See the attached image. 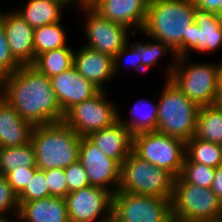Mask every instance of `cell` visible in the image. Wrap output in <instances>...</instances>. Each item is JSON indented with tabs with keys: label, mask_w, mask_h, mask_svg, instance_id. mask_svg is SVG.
<instances>
[{
	"label": "cell",
	"mask_w": 222,
	"mask_h": 222,
	"mask_svg": "<svg viewBox=\"0 0 222 222\" xmlns=\"http://www.w3.org/2000/svg\"><path fill=\"white\" fill-rule=\"evenodd\" d=\"M8 212L13 213V218L16 217L15 219H17L19 212L18 196L8 184L6 176L0 175V217H10Z\"/></svg>",
	"instance_id": "cell-33"
},
{
	"label": "cell",
	"mask_w": 222,
	"mask_h": 222,
	"mask_svg": "<svg viewBox=\"0 0 222 222\" xmlns=\"http://www.w3.org/2000/svg\"><path fill=\"white\" fill-rule=\"evenodd\" d=\"M195 22L188 32V57L190 51L214 52L222 47V16L220 14L195 10Z\"/></svg>",
	"instance_id": "cell-17"
},
{
	"label": "cell",
	"mask_w": 222,
	"mask_h": 222,
	"mask_svg": "<svg viewBox=\"0 0 222 222\" xmlns=\"http://www.w3.org/2000/svg\"><path fill=\"white\" fill-rule=\"evenodd\" d=\"M43 171L45 172L50 196L65 198L69 191L64 169L56 168Z\"/></svg>",
	"instance_id": "cell-35"
},
{
	"label": "cell",
	"mask_w": 222,
	"mask_h": 222,
	"mask_svg": "<svg viewBox=\"0 0 222 222\" xmlns=\"http://www.w3.org/2000/svg\"><path fill=\"white\" fill-rule=\"evenodd\" d=\"M112 216L119 222H169L171 199L115 192Z\"/></svg>",
	"instance_id": "cell-10"
},
{
	"label": "cell",
	"mask_w": 222,
	"mask_h": 222,
	"mask_svg": "<svg viewBox=\"0 0 222 222\" xmlns=\"http://www.w3.org/2000/svg\"><path fill=\"white\" fill-rule=\"evenodd\" d=\"M106 222H119L113 216H111Z\"/></svg>",
	"instance_id": "cell-44"
},
{
	"label": "cell",
	"mask_w": 222,
	"mask_h": 222,
	"mask_svg": "<svg viewBox=\"0 0 222 222\" xmlns=\"http://www.w3.org/2000/svg\"><path fill=\"white\" fill-rule=\"evenodd\" d=\"M69 5L64 0H28L16 11L32 27L62 22L63 11Z\"/></svg>",
	"instance_id": "cell-22"
},
{
	"label": "cell",
	"mask_w": 222,
	"mask_h": 222,
	"mask_svg": "<svg viewBox=\"0 0 222 222\" xmlns=\"http://www.w3.org/2000/svg\"><path fill=\"white\" fill-rule=\"evenodd\" d=\"M61 22L46 24L34 28V51L35 58L46 51L64 48L68 45L66 30Z\"/></svg>",
	"instance_id": "cell-27"
},
{
	"label": "cell",
	"mask_w": 222,
	"mask_h": 222,
	"mask_svg": "<svg viewBox=\"0 0 222 222\" xmlns=\"http://www.w3.org/2000/svg\"><path fill=\"white\" fill-rule=\"evenodd\" d=\"M95 0H89V6L94 2Z\"/></svg>",
	"instance_id": "cell-47"
},
{
	"label": "cell",
	"mask_w": 222,
	"mask_h": 222,
	"mask_svg": "<svg viewBox=\"0 0 222 222\" xmlns=\"http://www.w3.org/2000/svg\"><path fill=\"white\" fill-rule=\"evenodd\" d=\"M211 189L222 201V166L215 168L214 180Z\"/></svg>",
	"instance_id": "cell-39"
},
{
	"label": "cell",
	"mask_w": 222,
	"mask_h": 222,
	"mask_svg": "<svg viewBox=\"0 0 222 222\" xmlns=\"http://www.w3.org/2000/svg\"><path fill=\"white\" fill-rule=\"evenodd\" d=\"M16 222H70L63 197H46L19 203Z\"/></svg>",
	"instance_id": "cell-21"
},
{
	"label": "cell",
	"mask_w": 222,
	"mask_h": 222,
	"mask_svg": "<svg viewBox=\"0 0 222 222\" xmlns=\"http://www.w3.org/2000/svg\"><path fill=\"white\" fill-rule=\"evenodd\" d=\"M132 151L177 178L186 155V142L158 131L138 133L133 135Z\"/></svg>",
	"instance_id": "cell-8"
},
{
	"label": "cell",
	"mask_w": 222,
	"mask_h": 222,
	"mask_svg": "<svg viewBox=\"0 0 222 222\" xmlns=\"http://www.w3.org/2000/svg\"><path fill=\"white\" fill-rule=\"evenodd\" d=\"M141 53L142 52V41L138 42L135 41L134 44L129 45L128 43L113 57L114 61V75H116L118 70L121 68L120 65L121 62H124L128 66L134 68L135 71H140V73L143 72L142 70V60H141ZM125 60V61H124ZM119 66V67H118Z\"/></svg>",
	"instance_id": "cell-31"
},
{
	"label": "cell",
	"mask_w": 222,
	"mask_h": 222,
	"mask_svg": "<svg viewBox=\"0 0 222 222\" xmlns=\"http://www.w3.org/2000/svg\"><path fill=\"white\" fill-rule=\"evenodd\" d=\"M158 100L157 130L185 142L194 137L199 106L167 79Z\"/></svg>",
	"instance_id": "cell-5"
},
{
	"label": "cell",
	"mask_w": 222,
	"mask_h": 222,
	"mask_svg": "<svg viewBox=\"0 0 222 222\" xmlns=\"http://www.w3.org/2000/svg\"><path fill=\"white\" fill-rule=\"evenodd\" d=\"M197 9L221 15L222 0H192Z\"/></svg>",
	"instance_id": "cell-38"
},
{
	"label": "cell",
	"mask_w": 222,
	"mask_h": 222,
	"mask_svg": "<svg viewBox=\"0 0 222 222\" xmlns=\"http://www.w3.org/2000/svg\"><path fill=\"white\" fill-rule=\"evenodd\" d=\"M0 96L33 126L63 121L50 78L32 64L21 65L1 81Z\"/></svg>",
	"instance_id": "cell-1"
},
{
	"label": "cell",
	"mask_w": 222,
	"mask_h": 222,
	"mask_svg": "<svg viewBox=\"0 0 222 222\" xmlns=\"http://www.w3.org/2000/svg\"><path fill=\"white\" fill-rule=\"evenodd\" d=\"M194 137L203 141L221 144L222 107L218 103L199 108Z\"/></svg>",
	"instance_id": "cell-24"
},
{
	"label": "cell",
	"mask_w": 222,
	"mask_h": 222,
	"mask_svg": "<svg viewBox=\"0 0 222 222\" xmlns=\"http://www.w3.org/2000/svg\"><path fill=\"white\" fill-rule=\"evenodd\" d=\"M1 11L0 22L13 58L20 65L33 64L35 61L34 28L16 10L3 13Z\"/></svg>",
	"instance_id": "cell-14"
},
{
	"label": "cell",
	"mask_w": 222,
	"mask_h": 222,
	"mask_svg": "<svg viewBox=\"0 0 222 222\" xmlns=\"http://www.w3.org/2000/svg\"><path fill=\"white\" fill-rule=\"evenodd\" d=\"M78 9L85 12V47L114 57L128 43L130 29L102 17L91 6Z\"/></svg>",
	"instance_id": "cell-11"
},
{
	"label": "cell",
	"mask_w": 222,
	"mask_h": 222,
	"mask_svg": "<svg viewBox=\"0 0 222 222\" xmlns=\"http://www.w3.org/2000/svg\"><path fill=\"white\" fill-rule=\"evenodd\" d=\"M81 137L64 121L34 126L31 143L40 170L65 169L78 161Z\"/></svg>",
	"instance_id": "cell-3"
},
{
	"label": "cell",
	"mask_w": 222,
	"mask_h": 222,
	"mask_svg": "<svg viewBox=\"0 0 222 222\" xmlns=\"http://www.w3.org/2000/svg\"><path fill=\"white\" fill-rule=\"evenodd\" d=\"M11 217H0V222H15L16 219L14 221H12V219H10Z\"/></svg>",
	"instance_id": "cell-42"
},
{
	"label": "cell",
	"mask_w": 222,
	"mask_h": 222,
	"mask_svg": "<svg viewBox=\"0 0 222 222\" xmlns=\"http://www.w3.org/2000/svg\"><path fill=\"white\" fill-rule=\"evenodd\" d=\"M50 197L45 172L38 169L26 188L18 195V202L25 203Z\"/></svg>",
	"instance_id": "cell-32"
},
{
	"label": "cell",
	"mask_w": 222,
	"mask_h": 222,
	"mask_svg": "<svg viewBox=\"0 0 222 222\" xmlns=\"http://www.w3.org/2000/svg\"><path fill=\"white\" fill-rule=\"evenodd\" d=\"M217 222H222V212H221Z\"/></svg>",
	"instance_id": "cell-46"
},
{
	"label": "cell",
	"mask_w": 222,
	"mask_h": 222,
	"mask_svg": "<svg viewBox=\"0 0 222 222\" xmlns=\"http://www.w3.org/2000/svg\"><path fill=\"white\" fill-rule=\"evenodd\" d=\"M106 90H100L89 99L70 108L63 121L80 137L104 129L118 121L119 109L112 101H107Z\"/></svg>",
	"instance_id": "cell-9"
},
{
	"label": "cell",
	"mask_w": 222,
	"mask_h": 222,
	"mask_svg": "<svg viewBox=\"0 0 222 222\" xmlns=\"http://www.w3.org/2000/svg\"><path fill=\"white\" fill-rule=\"evenodd\" d=\"M172 217L192 222H217L222 201L211 188L199 187L175 178L171 199Z\"/></svg>",
	"instance_id": "cell-7"
},
{
	"label": "cell",
	"mask_w": 222,
	"mask_h": 222,
	"mask_svg": "<svg viewBox=\"0 0 222 222\" xmlns=\"http://www.w3.org/2000/svg\"><path fill=\"white\" fill-rule=\"evenodd\" d=\"M38 169V167H18L6 175L8 184L17 196L26 188Z\"/></svg>",
	"instance_id": "cell-37"
},
{
	"label": "cell",
	"mask_w": 222,
	"mask_h": 222,
	"mask_svg": "<svg viewBox=\"0 0 222 222\" xmlns=\"http://www.w3.org/2000/svg\"><path fill=\"white\" fill-rule=\"evenodd\" d=\"M20 67L21 65L12 56L2 23L0 22V82Z\"/></svg>",
	"instance_id": "cell-34"
},
{
	"label": "cell",
	"mask_w": 222,
	"mask_h": 222,
	"mask_svg": "<svg viewBox=\"0 0 222 222\" xmlns=\"http://www.w3.org/2000/svg\"><path fill=\"white\" fill-rule=\"evenodd\" d=\"M188 60V56L172 59L173 63L167 67L166 80L170 79L187 98L199 107L217 104L222 60L218 62V65L202 62L189 63Z\"/></svg>",
	"instance_id": "cell-4"
},
{
	"label": "cell",
	"mask_w": 222,
	"mask_h": 222,
	"mask_svg": "<svg viewBox=\"0 0 222 222\" xmlns=\"http://www.w3.org/2000/svg\"><path fill=\"white\" fill-rule=\"evenodd\" d=\"M91 186L118 191L121 166L103 154L87 137H81L79 158Z\"/></svg>",
	"instance_id": "cell-13"
},
{
	"label": "cell",
	"mask_w": 222,
	"mask_h": 222,
	"mask_svg": "<svg viewBox=\"0 0 222 222\" xmlns=\"http://www.w3.org/2000/svg\"><path fill=\"white\" fill-rule=\"evenodd\" d=\"M186 156L195 163L212 168L222 166L221 145L192 137L186 141Z\"/></svg>",
	"instance_id": "cell-28"
},
{
	"label": "cell",
	"mask_w": 222,
	"mask_h": 222,
	"mask_svg": "<svg viewBox=\"0 0 222 222\" xmlns=\"http://www.w3.org/2000/svg\"><path fill=\"white\" fill-rule=\"evenodd\" d=\"M219 95H222V65L219 73Z\"/></svg>",
	"instance_id": "cell-41"
},
{
	"label": "cell",
	"mask_w": 222,
	"mask_h": 222,
	"mask_svg": "<svg viewBox=\"0 0 222 222\" xmlns=\"http://www.w3.org/2000/svg\"><path fill=\"white\" fill-rule=\"evenodd\" d=\"M169 222H192V221H186V220L172 217Z\"/></svg>",
	"instance_id": "cell-43"
},
{
	"label": "cell",
	"mask_w": 222,
	"mask_h": 222,
	"mask_svg": "<svg viewBox=\"0 0 222 222\" xmlns=\"http://www.w3.org/2000/svg\"><path fill=\"white\" fill-rule=\"evenodd\" d=\"M150 0H95L91 7L102 17L132 30L130 35L143 29Z\"/></svg>",
	"instance_id": "cell-15"
},
{
	"label": "cell",
	"mask_w": 222,
	"mask_h": 222,
	"mask_svg": "<svg viewBox=\"0 0 222 222\" xmlns=\"http://www.w3.org/2000/svg\"><path fill=\"white\" fill-rule=\"evenodd\" d=\"M64 199L70 222H106L112 216L113 193L107 189L89 185Z\"/></svg>",
	"instance_id": "cell-12"
},
{
	"label": "cell",
	"mask_w": 222,
	"mask_h": 222,
	"mask_svg": "<svg viewBox=\"0 0 222 222\" xmlns=\"http://www.w3.org/2000/svg\"><path fill=\"white\" fill-rule=\"evenodd\" d=\"M148 99H139L132 106L130 118H122L118 111V121L123 124L132 135L157 130L158 103Z\"/></svg>",
	"instance_id": "cell-23"
},
{
	"label": "cell",
	"mask_w": 222,
	"mask_h": 222,
	"mask_svg": "<svg viewBox=\"0 0 222 222\" xmlns=\"http://www.w3.org/2000/svg\"><path fill=\"white\" fill-rule=\"evenodd\" d=\"M218 104L222 107V95H219Z\"/></svg>",
	"instance_id": "cell-45"
},
{
	"label": "cell",
	"mask_w": 222,
	"mask_h": 222,
	"mask_svg": "<svg viewBox=\"0 0 222 222\" xmlns=\"http://www.w3.org/2000/svg\"><path fill=\"white\" fill-rule=\"evenodd\" d=\"M144 41L145 40H142L143 53H141L143 72L149 71L150 68L157 64L158 60L160 61L159 58H161L164 54H168V52L170 55L172 54L171 58L173 57L174 60L177 59L175 51L160 40L151 38L150 42L148 41L146 43Z\"/></svg>",
	"instance_id": "cell-30"
},
{
	"label": "cell",
	"mask_w": 222,
	"mask_h": 222,
	"mask_svg": "<svg viewBox=\"0 0 222 222\" xmlns=\"http://www.w3.org/2000/svg\"><path fill=\"white\" fill-rule=\"evenodd\" d=\"M68 5H74V3L76 5H78V8L79 7H85V6H89V0H64Z\"/></svg>",
	"instance_id": "cell-40"
},
{
	"label": "cell",
	"mask_w": 222,
	"mask_h": 222,
	"mask_svg": "<svg viewBox=\"0 0 222 222\" xmlns=\"http://www.w3.org/2000/svg\"><path fill=\"white\" fill-rule=\"evenodd\" d=\"M74 52L69 45L49 50L39 54L32 65L50 78L73 67Z\"/></svg>",
	"instance_id": "cell-25"
},
{
	"label": "cell",
	"mask_w": 222,
	"mask_h": 222,
	"mask_svg": "<svg viewBox=\"0 0 222 222\" xmlns=\"http://www.w3.org/2000/svg\"><path fill=\"white\" fill-rule=\"evenodd\" d=\"M78 50L74 52L73 66L85 79L105 91L104 85L115 77L113 57L84 45Z\"/></svg>",
	"instance_id": "cell-18"
},
{
	"label": "cell",
	"mask_w": 222,
	"mask_h": 222,
	"mask_svg": "<svg viewBox=\"0 0 222 222\" xmlns=\"http://www.w3.org/2000/svg\"><path fill=\"white\" fill-rule=\"evenodd\" d=\"M192 0H150L141 33L160 40L177 57L188 56V32L195 22Z\"/></svg>",
	"instance_id": "cell-2"
},
{
	"label": "cell",
	"mask_w": 222,
	"mask_h": 222,
	"mask_svg": "<svg viewBox=\"0 0 222 222\" xmlns=\"http://www.w3.org/2000/svg\"><path fill=\"white\" fill-rule=\"evenodd\" d=\"M18 167H37L36 153L31 141L22 146L0 149V175H7Z\"/></svg>",
	"instance_id": "cell-26"
},
{
	"label": "cell",
	"mask_w": 222,
	"mask_h": 222,
	"mask_svg": "<svg viewBox=\"0 0 222 222\" xmlns=\"http://www.w3.org/2000/svg\"><path fill=\"white\" fill-rule=\"evenodd\" d=\"M33 125L24 120L5 99L0 96V147L22 146L31 141Z\"/></svg>",
	"instance_id": "cell-20"
},
{
	"label": "cell",
	"mask_w": 222,
	"mask_h": 222,
	"mask_svg": "<svg viewBox=\"0 0 222 222\" xmlns=\"http://www.w3.org/2000/svg\"><path fill=\"white\" fill-rule=\"evenodd\" d=\"M87 138L108 158L120 166L132 152L133 135L119 121L101 130L90 133Z\"/></svg>",
	"instance_id": "cell-19"
},
{
	"label": "cell",
	"mask_w": 222,
	"mask_h": 222,
	"mask_svg": "<svg viewBox=\"0 0 222 222\" xmlns=\"http://www.w3.org/2000/svg\"><path fill=\"white\" fill-rule=\"evenodd\" d=\"M215 168L201 163L192 162L186 155L179 177L186 183L199 187L211 188Z\"/></svg>",
	"instance_id": "cell-29"
},
{
	"label": "cell",
	"mask_w": 222,
	"mask_h": 222,
	"mask_svg": "<svg viewBox=\"0 0 222 222\" xmlns=\"http://www.w3.org/2000/svg\"><path fill=\"white\" fill-rule=\"evenodd\" d=\"M175 177L133 151L121 164L118 192L172 199Z\"/></svg>",
	"instance_id": "cell-6"
},
{
	"label": "cell",
	"mask_w": 222,
	"mask_h": 222,
	"mask_svg": "<svg viewBox=\"0 0 222 222\" xmlns=\"http://www.w3.org/2000/svg\"><path fill=\"white\" fill-rule=\"evenodd\" d=\"M50 82L63 114L100 91L97 86L79 74L74 66L50 77Z\"/></svg>",
	"instance_id": "cell-16"
},
{
	"label": "cell",
	"mask_w": 222,
	"mask_h": 222,
	"mask_svg": "<svg viewBox=\"0 0 222 222\" xmlns=\"http://www.w3.org/2000/svg\"><path fill=\"white\" fill-rule=\"evenodd\" d=\"M69 193L90 185L87 173L81 163L76 161L64 169Z\"/></svg>",
	"instance_id": "cell-36"
}]
</instances>
